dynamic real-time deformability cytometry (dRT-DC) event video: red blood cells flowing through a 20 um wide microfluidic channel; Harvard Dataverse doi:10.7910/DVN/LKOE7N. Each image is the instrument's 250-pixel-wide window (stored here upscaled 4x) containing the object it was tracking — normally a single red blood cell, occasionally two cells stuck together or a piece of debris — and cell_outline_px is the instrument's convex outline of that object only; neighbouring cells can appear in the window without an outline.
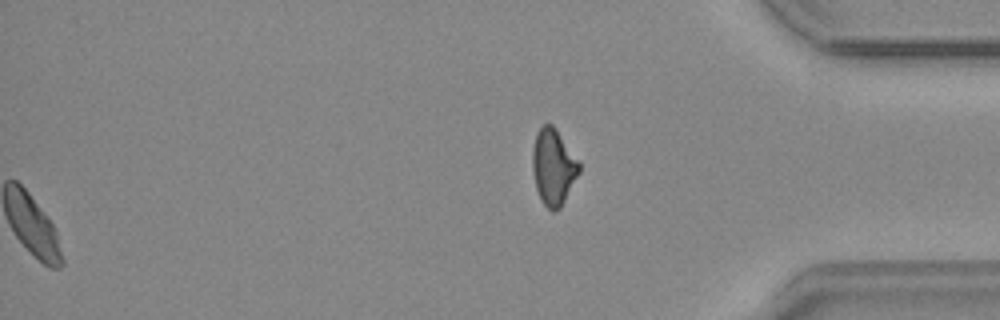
{"species": "common noctule bat (a hibernating species)", "species_latin": "Nyctalus noctula", "temperature_condition": "warm", "stored_images_in_passage": 53, "camera_frame_rate_fps": 3000, "um_per_image_px": 0.085, "animal": {"sex": "male", "body_mass_g": 20.4}, "frame": {"image": 1, "passage_image": 53, "time_ms": 17.333, "image_size_px": [1000, 320], "cell_outline_px": [[580, 172], [560, 208], [556, 212], [552, 212], [544, 204], [536, 188], [532, 168], [532, 148], [536, 132], [544, 124], [552, 124], [556, 128], [580, 160]], "centroid_in_image_um": [47.05, 14.16], "position_along_channel_um": 388.2, "area_um2": 20.92}}